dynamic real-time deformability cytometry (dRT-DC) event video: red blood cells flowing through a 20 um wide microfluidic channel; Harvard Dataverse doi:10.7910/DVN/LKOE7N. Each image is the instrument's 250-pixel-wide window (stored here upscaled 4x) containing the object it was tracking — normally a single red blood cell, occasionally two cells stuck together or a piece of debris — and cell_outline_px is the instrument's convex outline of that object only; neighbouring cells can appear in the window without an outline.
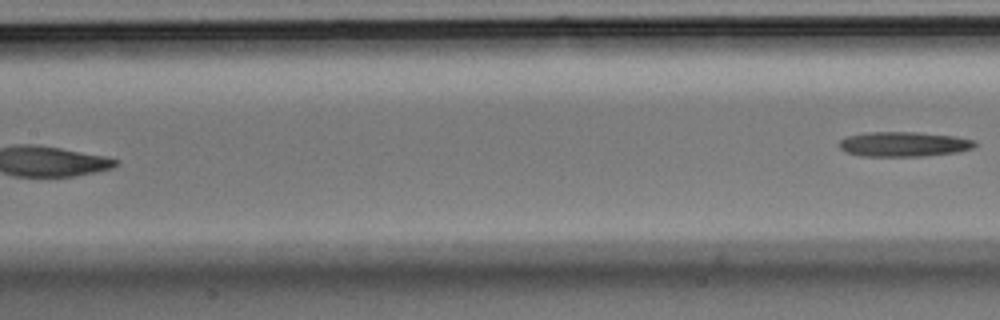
{"species": "Egyptian fruit bat (a non-hibernating species)", "species_latin": "Rousettus aegyptiacus", "temperature_condition": "room temperature", "stored_images_in_passage": 6, "segment_of_instrument_passage": [2, 2], "camera_frame_rate_fps": 3000, "um_per_image_px": 0.085, "animal": {"sex": "male"}, "frame": {"image": 1, "passage_image": 6, "time_ms": 1.667, "image_size_px": [1000, 320], "cell_outline_px": [[976, 144], [972, 148], [956, 152], [924, 156], [860, 156], [844, 152], [840, 148], [840, 140], [848, 136], [868, 132], [916, 132], [956, 136], [976, 140]], "centroid_in_image_um": [76.82, 12.25], "position_along_channel_um": 130.6, "area_um2": 19.65}}